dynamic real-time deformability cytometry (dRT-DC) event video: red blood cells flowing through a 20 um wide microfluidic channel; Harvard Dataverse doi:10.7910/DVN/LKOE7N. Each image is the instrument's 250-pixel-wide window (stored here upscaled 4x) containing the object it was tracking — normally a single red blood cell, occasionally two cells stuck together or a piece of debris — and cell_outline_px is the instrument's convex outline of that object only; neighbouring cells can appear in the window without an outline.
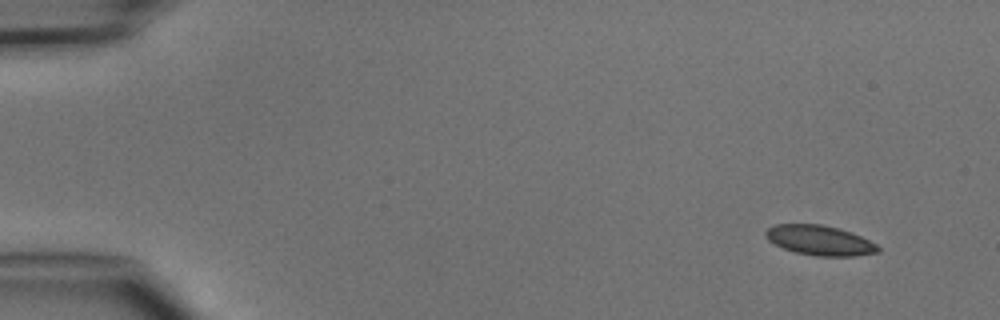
{"species": "common noctule bat (a hibernating species)", "species_latin": "Nyctalus noctula", "temperature_condition": "cold", "stored_images_in_passage": 4, "camera_frame_rate_fps": 3000, "um_per_image_px": 0.085, "animal": {"sex": "male", "body_mass_g": 15.6}, "frame": {"image": 1, "passage_image": 1, "time_ms": 0.0, "image_size_px": [1000, 320], "cell_outline_px": [[880, 252], [852, 256], [816, 256], [796, 252], [784, 248], [768, 240], [764, 236], [764, 232], [768, 228], [776, 224], [820, 224], [840, 228], [852, 232], [876, 244], [880, 248]], "centroid_in_image_um": [69.67, 20.42], "position_along_channel_um": 15.3, "area_um2": 19.54}}
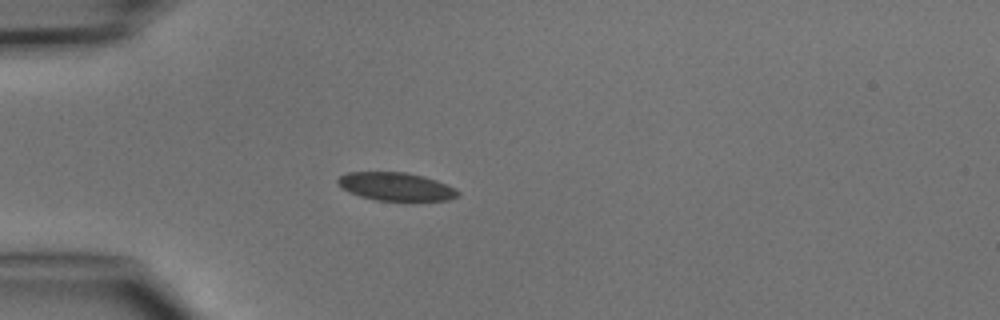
{"frame": {"image": 2, "passage_image": 4, "time_ms": 3.333, "image_size_px": [1000, 320], "cell_outline_px": [[460, 196], [448, 200], [408, 204], [376, 200], [360, 196], [348, 192], [340, 188], [336, 184], [336, 180], [340, 176], [348, 172], [404, 172], [424, 176], [436, 180], [456, 188], [460, 192]], "centroid_in_image_um": [33.7, 15.92], "position_along_channel_um": 51.3, "area_um2": 20.87}}